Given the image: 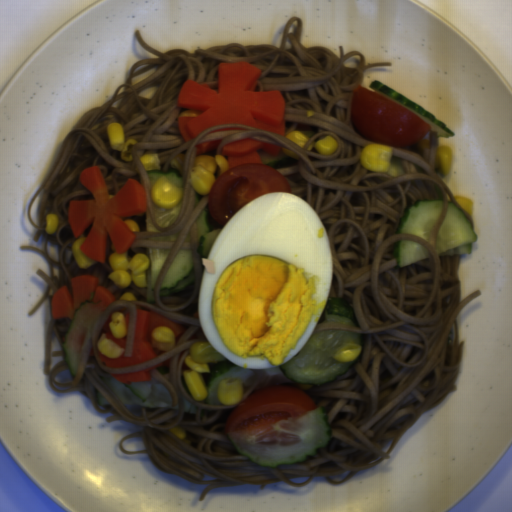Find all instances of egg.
Segmentation results:
<instances>
[{
    "mask_svg": "<svg viewBox=\"0 0 512 512\" xmlns=\"http://www.w3.org/2000/svg\"><path fill=\"white\" fill-rule=\"evenodd\" d=\"M332 263L326 227L305 201L287 192L251 200L206 257L197 302L204 336L242 367L287 364L326 307Z\"/></svg>",
    "mask_w": 512,
    "mask_h": 512,
    "instance_id": "obj_1",
    "label": "egg"
}]
</instances>
